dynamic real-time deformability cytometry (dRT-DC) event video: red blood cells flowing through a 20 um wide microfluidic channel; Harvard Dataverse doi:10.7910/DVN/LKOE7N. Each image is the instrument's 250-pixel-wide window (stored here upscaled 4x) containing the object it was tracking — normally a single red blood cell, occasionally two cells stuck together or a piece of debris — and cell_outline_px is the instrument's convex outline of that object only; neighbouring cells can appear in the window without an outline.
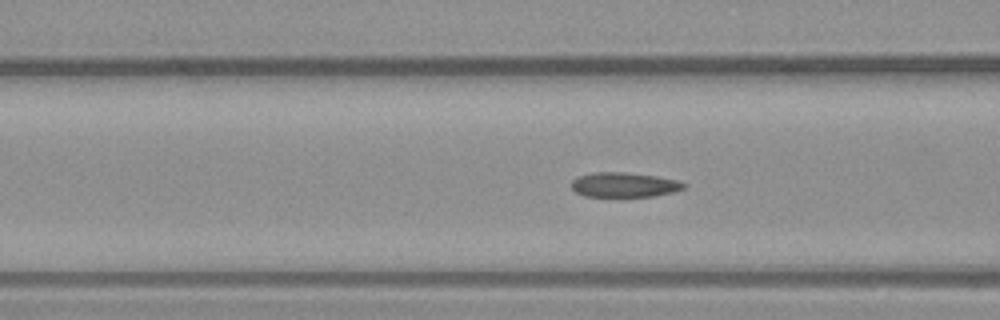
{"species": "common noctule bat (a hibernating species)", "species_latin": "Nyctalus noctula", "temperature_condition": "warm", "stored_images_in_passage": 48, "camera_frame_rate_fps": 3000, "um_per_image_px": 0.085, "animal": {"sex": "male", "body_mass_g": 23.1, "forearm_length_mm": 52.7}, "frame": {"image": 1, "passage_image": 21, "time_ms": 6.667, "image_size_px": [1000, 320], "cell_outline_px": [[688, 184], [684, 188], [672, 192], [656, 196], [584, 196], [576, 192], [572, 188], [572, 180], [576, 176], [592, 172], [624, 172], [656, 176], [676, 180]], "centroid_in_image_um": [53.04, 15.7], "position_along_channel_um": 113.6, "area_um2": 16.18}}
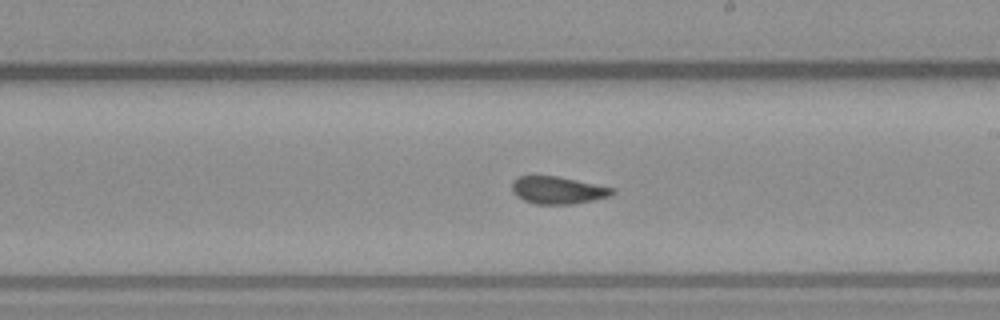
{"frame": {"image": 2, "passage_image": 31, "time_ms": 10.0, "image_size_px": [1000, 320], "cell_outline_px": [[616, 192], [612, 196], [572, 204], [536, 204], [524, 200], [516, 196], [512, 192], [512, 180], [516, 176], [556, 176], [616, 188]], "centroid_in_image_um": [47.42, 16.16], "position_along_channel_um": 241.6, "area_um2": 16.13}}
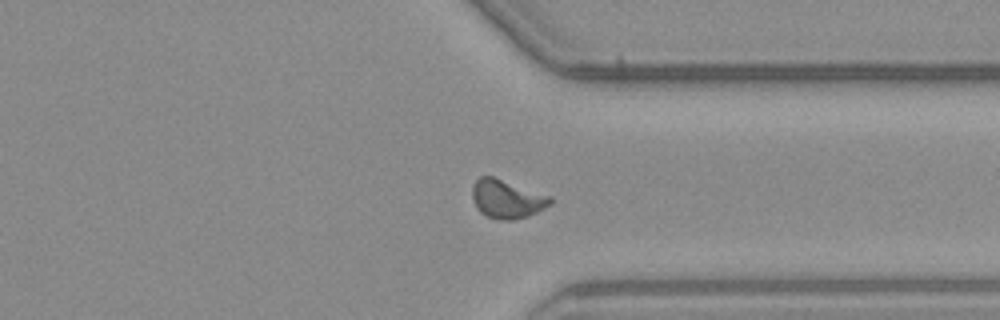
{"frame": {"image": 3, "passage_image": 41, "time_ms": 13.333, "image_size_px": [1000, 320], "cell_outline_px": [[552, 204], [528, 216], [512, 220], [504, 220], [488, 216], [480, 212], [476, 208], [472, 200], [472, 188], [476, 180], [480, 176], [492, 176], [552, 196]], "centroid_in_image_um": [43.09, 16.91], "position_along_channel_um": 368.3, "area_um2": 17.51}, "authors_computed_cell_mechanics": {"area_um2": 16.6464, "velocity_mm_per_s": 3.838, "shape_relaxation_time_tau1_ms": 8.0647, "shape_relaxation_time_tau2_ms": 1.2865, "deformation_change_tau1": 0.1745, "deformation_change_tau2": 0.0677}}